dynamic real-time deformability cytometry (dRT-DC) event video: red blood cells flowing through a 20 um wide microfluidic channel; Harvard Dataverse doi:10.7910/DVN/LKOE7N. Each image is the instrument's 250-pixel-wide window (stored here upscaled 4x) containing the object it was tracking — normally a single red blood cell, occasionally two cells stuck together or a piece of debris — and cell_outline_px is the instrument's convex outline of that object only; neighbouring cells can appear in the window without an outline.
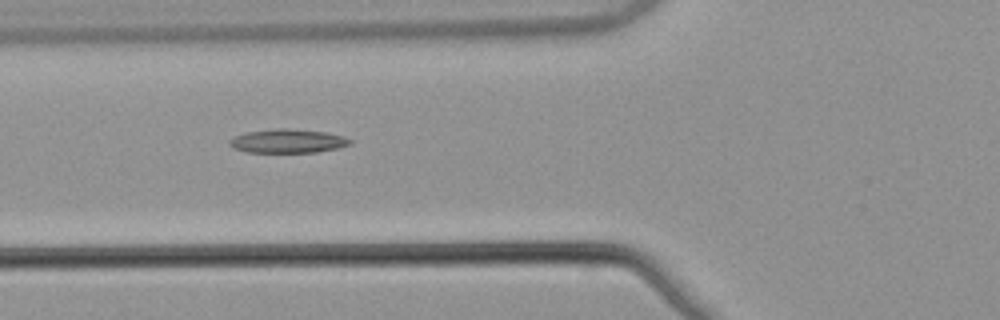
{"species": "common noctule bat (a hibernating species)", "species_latin": "Nyctalus noctula", "temperature_condition": "warm", "stored_images_in_passage": 7, "camera_frame_rate_fps": 3000, "um_per_image_px": 0.085, "animal": {"sex": "male", "body_mass_g": 21.5, "forearm_length_mm": 52.0}, "frame": {"image": 1, "passage_image": 6, "time_ms": 1.667, "image_size_px": [1000, 320], "cell_outline_px": [[352, 144], [336, 148], [316, 152], [248, 152], [232, 148], [228, 144], [228, 140], [232, 136], [244, 132], [276, 128], [288, 128], [324, 132], [344, 136], [352, 140]], "centroid_in_image_um": [24.4, 11.98], "position_along_channel_um": 101.4, "area_um2": 16.88}}
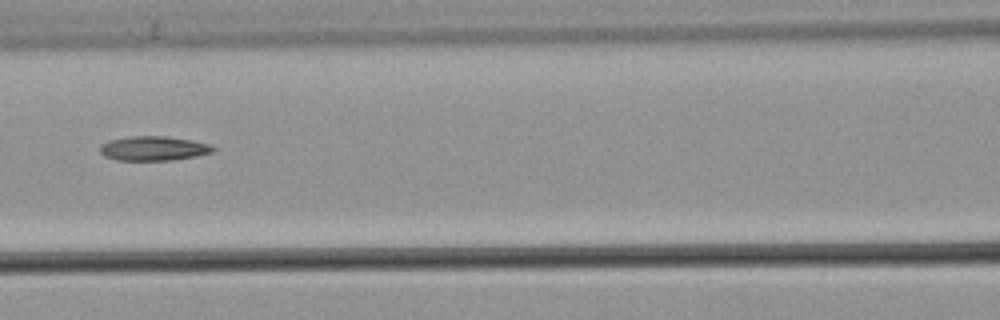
{"frame": {"image": 2, "passage_image": 7, "time_ms": 2.0, "image_size_px": [1000, 320], "cell_outline_px": [[216, 148], [212, 152], [196, 156], [172, 160], [116, 160], [104, 156], [100, 152], [100, 144], [108, 140], [132, 136], [168, 136], [192, 140], [212, 144]], "centroid_in_image_um": [13.06, 12.61], "position_along_channel_um": 153.5, "area_um2": 16.24}}